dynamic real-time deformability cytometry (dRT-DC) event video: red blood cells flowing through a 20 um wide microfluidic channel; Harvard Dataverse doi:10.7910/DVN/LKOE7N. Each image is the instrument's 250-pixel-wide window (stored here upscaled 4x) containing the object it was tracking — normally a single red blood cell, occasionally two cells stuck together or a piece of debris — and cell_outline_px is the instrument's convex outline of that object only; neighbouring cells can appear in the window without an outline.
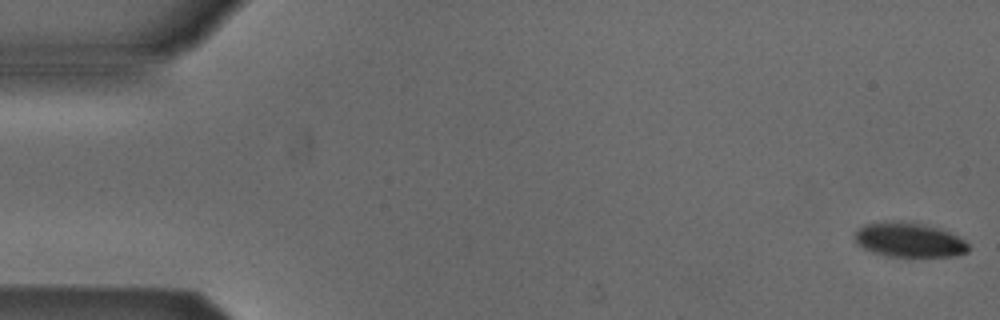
{"species": "Egyptian fruit bat (a non-hibernating species)", "species_latin": "Rousettus aegyptiacus", "temperature_condition": "cold", "stored_images_in_passage": 4, "camera_frame_rate_fps": 3000, "um_per_image_px": 0.085, "animal": {"sex": "male"}, "frame": {"image": 1, "passage_image": 1, "time_ms": 0.0, "image_size_px": [1000, 320], "cell_outline_px": [[968, 252], [956, 256], [888, 256], [872, 252], [856, 244], [856, 232], [864, 224], [924, 224], [948, 232], [964, 240], [968, 244]], "centroid_in_image_um": [77.31, 20.45], "position_along_channel_um": 7.7, "area_um2": 21.73}}
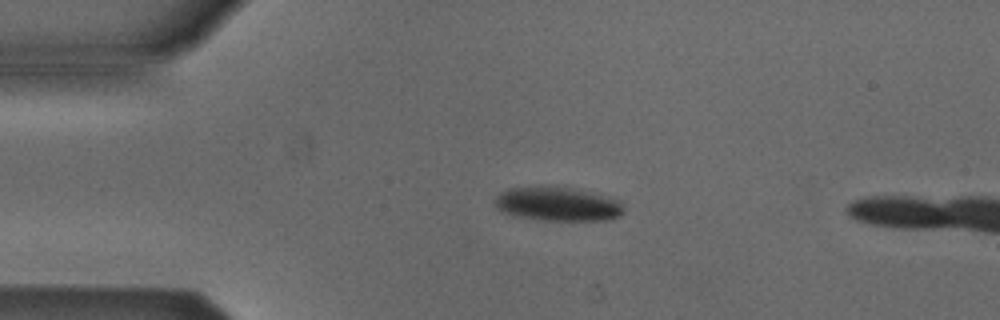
{"frame": {"image": 2, "passage_image": 4, "time_ms": 3.667, "image_size_px": [1000, 320], "cell_outline_px": [[624, 212], [620, 216], [612, 220], [540, 220], [512, 216], [500, 212], [496, 208], [492, 200], [500, 192], [508, 188], [560, 188], [620, 200], [624, 208]], "centroid_in_image_um": [47.32, 17.4], "position_along_channel_um": 37.7, "area_um2": 24.91}}